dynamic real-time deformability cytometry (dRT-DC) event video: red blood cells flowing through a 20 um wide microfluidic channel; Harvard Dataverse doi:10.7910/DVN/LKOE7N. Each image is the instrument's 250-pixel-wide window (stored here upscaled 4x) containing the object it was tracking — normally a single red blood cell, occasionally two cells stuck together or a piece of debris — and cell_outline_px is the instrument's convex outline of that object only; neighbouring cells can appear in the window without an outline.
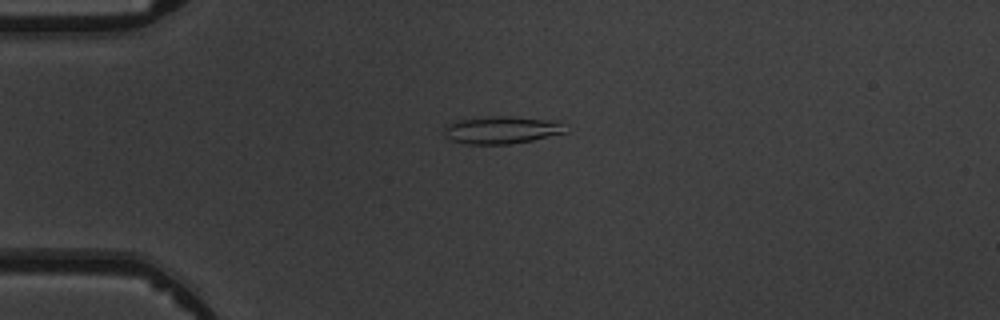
{"species": "common noctule bat (a hibernating species)", "species_latin": "Nyctalus noctula", "temperature_condition": "warm", "stored_images_in_passage": 1, "camera_frame_rate_fps": 3000, "um_per_image_px": 0.085, "animal": {"sex": "male", "body_mass_g": 19.5, "forearm_length_mm": 54.6}, "frame": {"image": 1, "passage_image": 1, "time_ms": 0.0, "image_size_px": [1000, 320], "cell_outline_px": [[568, 132], [532, 140], [508, 144], [468, 144], [452, 140], [444, 136], [444, 128], [448, 124], [456, 120], [496, 116], [512, 116], [556, 120], [568, 124]], "centroid_in_image_um": [42.72, 11.03], "position_along_channel_um": 42.3, "area_um2": 19.71}}